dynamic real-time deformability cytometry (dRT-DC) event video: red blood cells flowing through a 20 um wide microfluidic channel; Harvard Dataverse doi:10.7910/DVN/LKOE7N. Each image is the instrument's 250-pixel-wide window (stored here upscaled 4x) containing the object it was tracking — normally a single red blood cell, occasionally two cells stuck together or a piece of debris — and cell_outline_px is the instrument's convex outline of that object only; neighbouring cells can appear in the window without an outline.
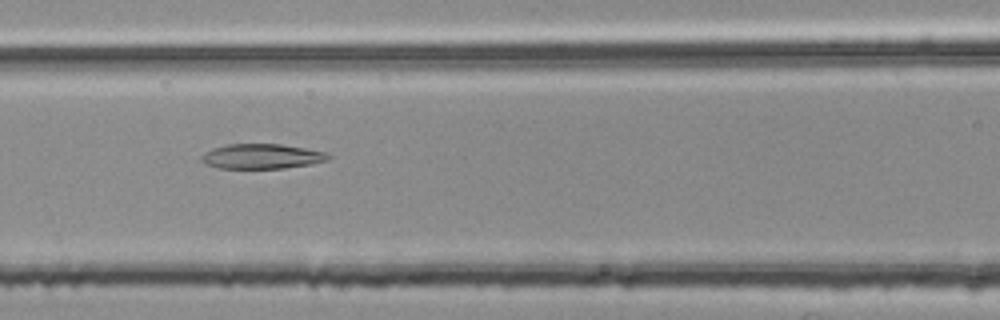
{"species": "common noctule bat (a hibernating species)", "species_latin": "Nyctalus noctula", "temperature_condition": "room temperature", "stored_images_in_passage": 49, "camera_frame_rate_fps": 3000, "um_per_image_px": 0.085, "animal": {"sex": "female", "body_mass_g": 25.1}, "frame": {"image": 1, "passage_image": 18, "time_ms": 5.667, "image_size_px": [1000, 320], "cell_outline_px": [[332, 156], [328, 160], [312, 164], [284, 168], [220, 168], [208, 164], [200, 156], [204, 152], [212, 148], [228, 144], [280, 144], [328, 152]], "centroid_in_image_um": [22.31, 13.28], "position_along_channel_um": 144.3, "area_um2": 18.32}}
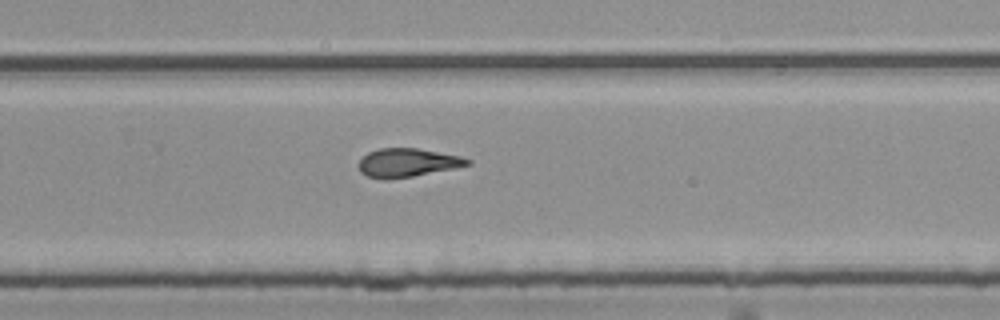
{"frame": {"image": 2, "passage_image": 30, "time_ms": 9.667, "image_size_px": [1000, 320], "cell_outline_px": [[472, 164], [456, 168], [412, 176], [388, 180], [384, 180], [368, 176], [360, 172], [360, 160], [368, 152], [380, 148], [416, 148], [460, 156], [472, 160]], "centroid_in_image_um": [34.65, 13.83], "position_along_channel_um": 295.1, "area_um2": 18.03}}
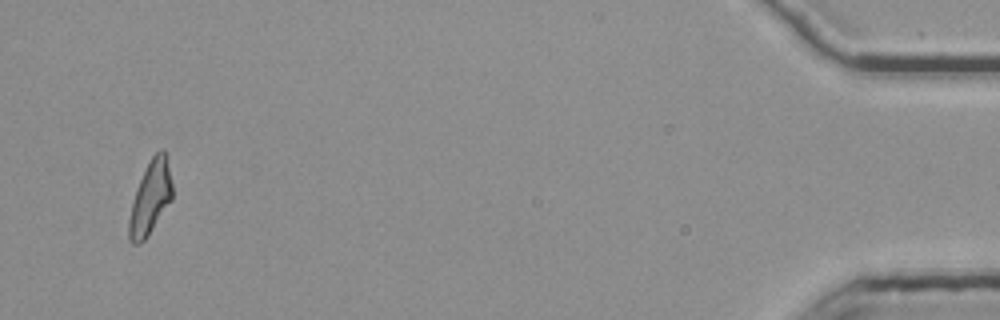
{"frame": {"image": 3, "passage_image": 47, "time_ms": 15.333, "image_size_px": [1000, 320], "cell_outline_px": [[172, 200], [148, 236], [140, 244], [132, 244], [128, 236], [128, 220], [132, 204], [140, 180], [152, 156], [160, 148], [164, 148], [172, 184]], "centroid_in_image_um": [12.78, 16.85], "position_along_channel_um": 422.4, "area_um2": 18.26}, "authors_computed_cell_mechanics": {"area_um2": 18.4382, "velocity_mm_per_s": 3.7822, "shape_relaxation_time_tau1_ms": null, "shape_relaxation_time_tau2_ms": 2.4946, "deformation_change_tau1": null, "deformation_change_tau2": 0.1073}}